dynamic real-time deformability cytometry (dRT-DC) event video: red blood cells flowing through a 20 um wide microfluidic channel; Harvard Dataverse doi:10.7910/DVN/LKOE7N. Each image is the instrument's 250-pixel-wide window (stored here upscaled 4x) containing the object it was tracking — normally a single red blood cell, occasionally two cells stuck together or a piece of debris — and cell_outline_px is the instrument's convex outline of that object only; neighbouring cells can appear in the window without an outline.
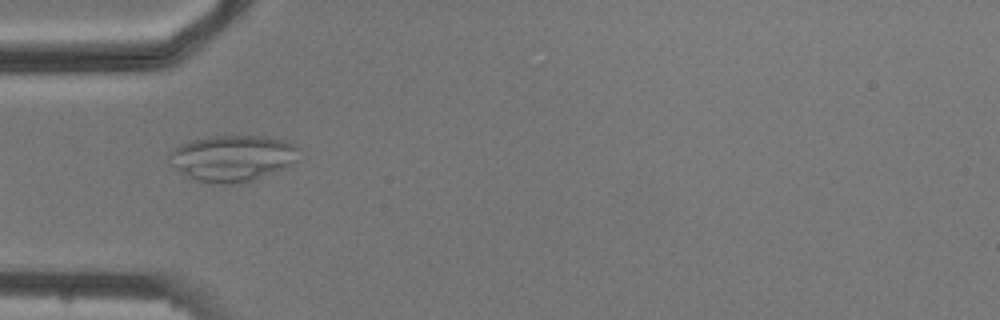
{"species": "common noctule bat (a hibernating species)", "species_latin": "Nyctalus noctula", "temperature_condition": "cold", "stored_images_in_passage": 9, "camera_frame_rate_fps": 3000, "um_per_image_px": 0.085, "animal": {"sex": "male", "body_mass_g": 20.5, "forearm_length_mm": 52.5}, "frame": {"image": 1, "passage_image": 4, "time_ms": 4.667, "image_size_px": [1000, 320], "cell_outline_px": [[300, 148], [296, 160], [292, 164], [284, 168], [252, 180], [232, 184], [220, 184], [196, 180], [188, 176], [176, 168], [168, 160], [168, 152], [180, 144], [188, 140], [204, 136], [272, 136], [288, 140]], "centroid_in_image_um": [19.77, 13.41], "position_along_channel_um": 65.2, "area_um2": 35.2}}